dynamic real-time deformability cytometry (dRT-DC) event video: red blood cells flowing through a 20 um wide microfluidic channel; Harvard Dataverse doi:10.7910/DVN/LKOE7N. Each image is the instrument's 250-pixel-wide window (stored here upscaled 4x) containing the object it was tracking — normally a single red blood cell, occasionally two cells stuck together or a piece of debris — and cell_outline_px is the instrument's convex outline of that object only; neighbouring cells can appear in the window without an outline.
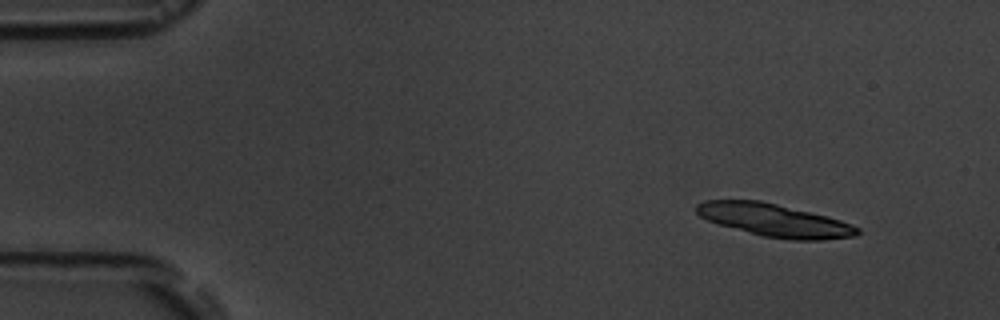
{"species": "common noctule bat (a hibernating species)", "species_latin": "Nyctalus noctula", "temperature_condition": "room temperature", "stored_images_in_passage": 4, "camera_frame_rate_fps": 3000, "um_per_image_px": 0.085, "animal": {"sex": "male", "body_mass_g": 19.5, "forearm_length_mm": 54.6}, "frame": {"image": 1, "passage_image": 1, "time_ms": 0.0, "image_size_px": [1000, 320], "cell_outline_px": [[860, 232], [856, 236], [820, 240], [792, 240], [764, 236], [716, 224], [700, 216], [696, 212], [696, 204], [704, 200], [760, 200], [828, 216], [852, 224], [860, 228]], "centroid_in_image_um": [65.83, 18.72], "position_along_channel_um": 19.2, "area_um2": 30.75}}